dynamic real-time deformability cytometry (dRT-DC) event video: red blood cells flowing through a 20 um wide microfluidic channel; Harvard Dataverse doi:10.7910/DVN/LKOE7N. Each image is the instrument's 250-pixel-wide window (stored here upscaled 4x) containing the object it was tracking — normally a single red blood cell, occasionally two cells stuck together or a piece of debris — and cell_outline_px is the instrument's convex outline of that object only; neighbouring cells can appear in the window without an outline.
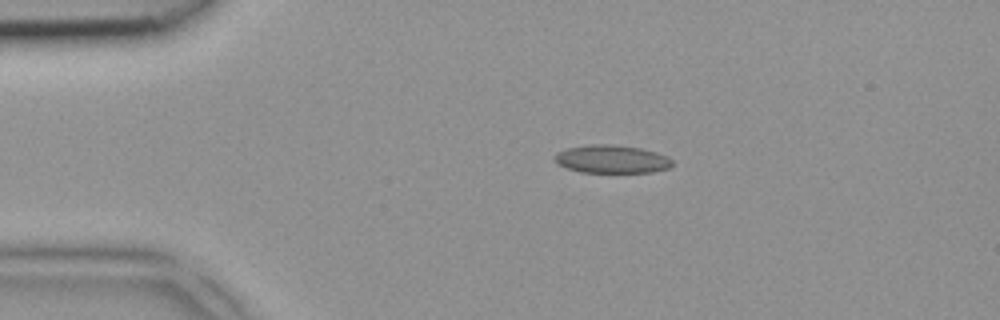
{"species": "common noctule bat (a hibernating species)", "species_latin": "Nyctalus noctula", "temperature_condition": "room temperature", "stored_images_in_passage": 4, "camera_frame_rate_fps": 3000, "um_per_image_px": 0.085, "animal": {"sex": "female", "body_mass_g": 18.4}, "frame": {"image": 1, "passage_image": 3, "time_ms": 0.667, "image_size_px": [1000, 320], "cell_outline_px": [[672, 164], [668, 168], [652, 172], [580, 172], [568, 168], [560, 164], [552, 156], [556, 152], [568, 148], [588, 144], [612, 144], [640, 148], [656, 152], [668, 156], [672, 160]], "centroid_in_image_um": [52.0, 13.51], "position_along_channel_um": 33.0, "area_um2": 19.19}}